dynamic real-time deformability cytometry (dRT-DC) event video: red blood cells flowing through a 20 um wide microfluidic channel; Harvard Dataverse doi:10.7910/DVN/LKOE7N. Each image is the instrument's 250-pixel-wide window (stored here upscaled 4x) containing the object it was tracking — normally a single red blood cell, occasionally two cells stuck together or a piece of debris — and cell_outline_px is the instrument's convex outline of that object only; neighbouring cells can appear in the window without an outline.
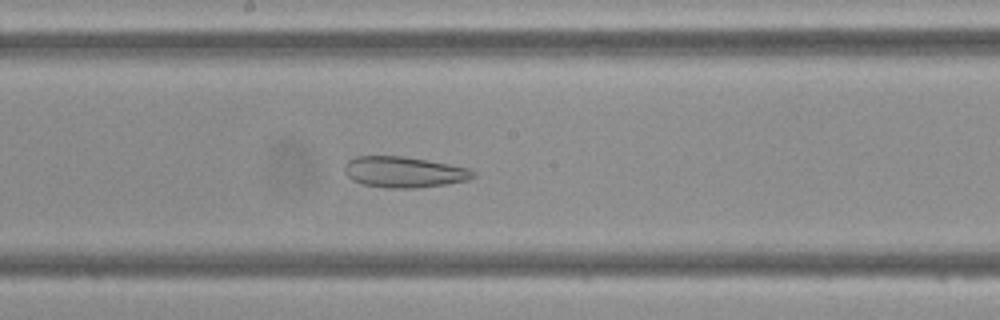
{"species": "Egyptian fruit bat (a non-hibernating species)", "species_latin": "Rousettus aegyptiacus", "temperature_condition": "cold", "stored_images_in_passage": 37, "camera_frame_rate_fps": 3000, "um_per_image_px": 0.085, "frame": {"image": 1, "passage_image": 14, "time_ms": 4.333, "image_size_px": [1000, 320], "cell_outline_px": [[476, 176], [468, 180], [444, 184], [416, 188], [384, 188], [364, 184], [352, 180], [344, 172], [344, 168], [348, 160], [356, 156], [404, 156], [428, 160], [472, 168], [476, 172]], "centroid_in_image_um": [34.37, 14.62], "position_along_channel_um": 213.8, "area_um2": 23.35}}
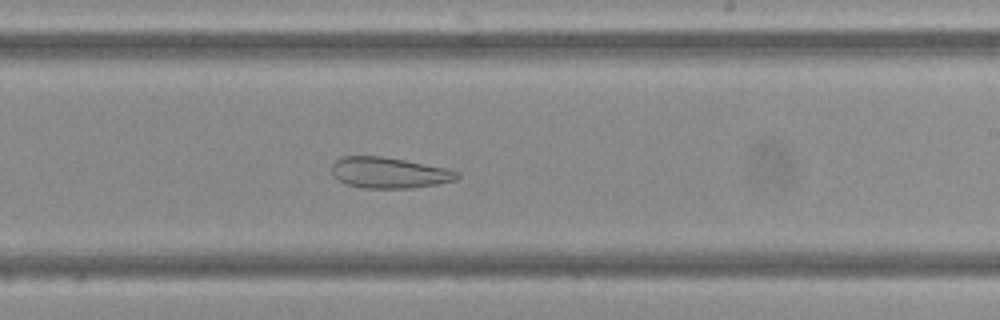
{"frame": {"image": 2, "passage_image": 17, "time_ms": 5.333, "image_size_px": [1000, 320], "cell_outline_px": [[460, 176], [456, 180], [436, 184], [412, 188], [364, 188], [348, 184], [340, 180], [332, 172], [332, 164], [340, 156], [380, 156], [404, 160], [444, 168], [460, 172]], "centroid_in_image_um": [33.08, 14.68], "position_along_channel_um": 255.9, "area_um2": 22.31}}
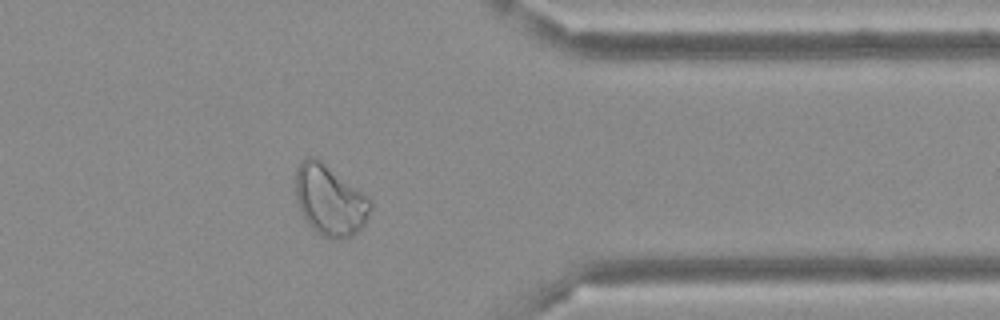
{"frame": {"image": 3, "passage_image": 27, "time_ms": 8.667, "image_size_px": [1000, 320], "cell_outline_px": [[372, 208], [364, 224], [352, 236], [336, 240], [328, 240], [316, 232], [308, 224], [300, 212], [296, 196], [296, 168], [300, 160], [304, 156], [316, 156], [368, 196], [372, 200]], "centroid_in_image_um": [28.02, 17.01], "position_along_channel_um": 383.4, "area_um2": 31.27}}